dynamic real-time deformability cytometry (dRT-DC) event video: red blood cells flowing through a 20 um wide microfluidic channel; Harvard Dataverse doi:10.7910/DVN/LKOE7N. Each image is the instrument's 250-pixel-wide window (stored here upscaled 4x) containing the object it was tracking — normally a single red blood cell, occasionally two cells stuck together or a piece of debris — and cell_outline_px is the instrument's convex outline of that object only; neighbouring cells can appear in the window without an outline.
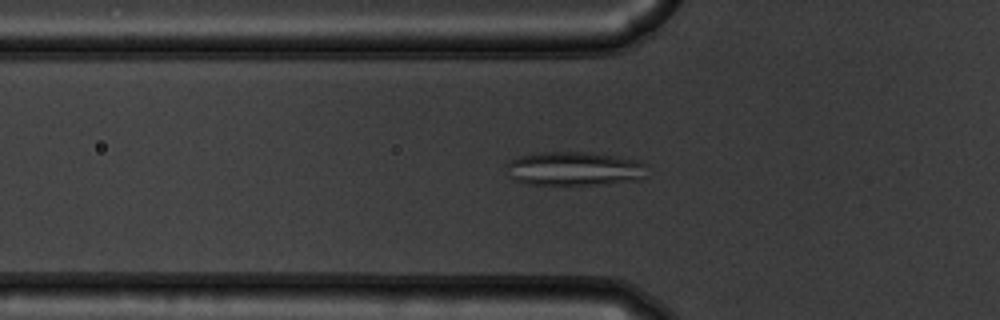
{"species": "common noctule bat (a hibernating species)", "species_latin": "Nyctalus noctula", "temperature_condition": "warm", "stored_images_in_passage": 49, "camera_frame_rate_fps": 3000, "um_per_image_px": 0.085, "animal": {"sex": "male", "body_mass_g": 19.5, "forearm_length_mm": 54.6}, "frame": {"image": 1, "passage_image": 14, "time_ms": 4.333, "image_size_px": [1000, 320], "cell_outline_px": [[644, 164], [640, 176], [636, 180], [604, 184], [528, 184], [516, 180], [508, 176], [504, 164], [520, 156], [540, 152], [588, 152], [640, 160]], "centroid_in_image_um": [48.71, 14.33], "position_along_channel_um": 77.1, "area_um2": 27.4}}
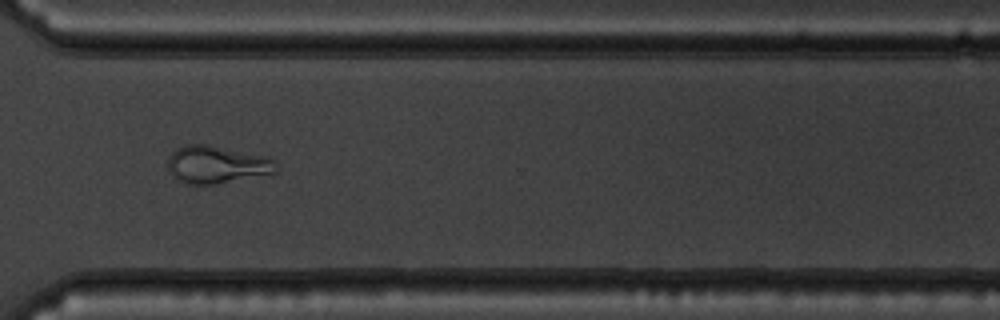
{"frame": {"image": 2, "passage_image": 36, "time_ms": 11.667, "image_size_px": [1000, 320], "cell_outline_px": [[276, 172], [272, 176], [216, 184], [184, 184], [176, 180], [172, 176], [168, 168], [168, 156], [176, 148], [184, 144], [208, 144], [264, 156], [272, 160], [276, 168]], "centroid_in_image_um": [18.41, 14.02], "position_along_channel_um": 352.2, "area_um2": 24.28}}
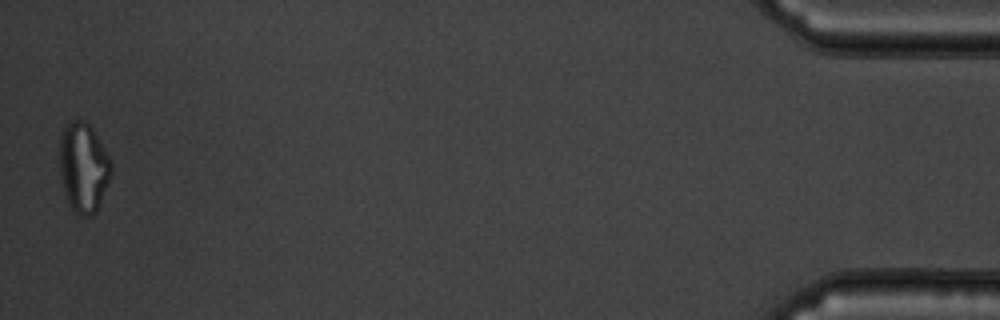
{"frame": {"image": 3, "passage_image": 49, "time_ms": 16.0, "image_size_px": [1000, 320], "cell_outline_px": [[112, 176], [96, 212], [92, 216], [80, 216], [72, 208], [68, 200], [60, 176], [60, 136], [64, 124], [72, 120], [84, 120], [92, 128], [112, 160]], "centroid_in_image_um": [7.12, 14.21], "position_along_channel_um": 428.1, "area_um2": 27.17}}